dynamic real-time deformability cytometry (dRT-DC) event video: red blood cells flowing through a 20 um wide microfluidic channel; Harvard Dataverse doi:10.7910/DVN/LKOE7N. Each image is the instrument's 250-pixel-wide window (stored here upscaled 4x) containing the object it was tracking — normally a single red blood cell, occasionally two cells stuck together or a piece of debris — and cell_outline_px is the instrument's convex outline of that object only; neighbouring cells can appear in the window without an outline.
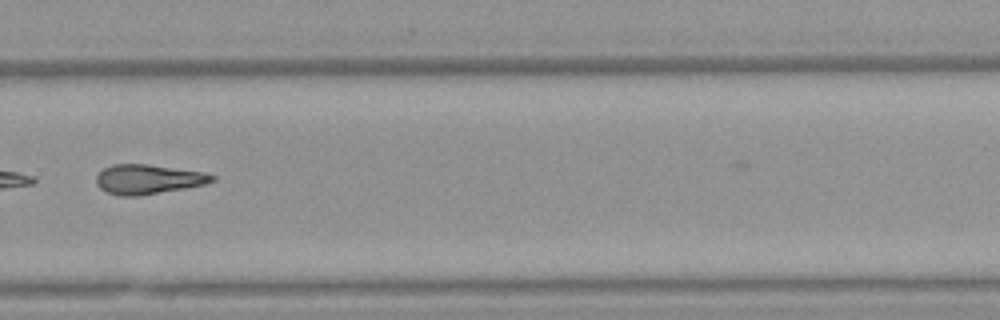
{"species": "Egyptian fruit bat (a non-hibernating species)", "species_latin": "Rousettus aegyptiacus", "temperature_condition": "warm", "stored_images_in_passage": 43, "camera_frame_rate_fps": 3000, "um_per_image_px": 0.085, "animal": {"sex": "female"}, "frame": {"image": 1, "passage_image": 36, "time_ms": 11.667, "image_size_px": [1000, 320], "cell_outline_px": [[216, 180], [204, 184], [184, 188], [140, 196], [116, 196], [100, 188], [96, 184], [96, 176], [104, 168], [112, 164], [148, 164], [204, 172], [216, 176]], "centroid_in_image_um": [12.57, 15.24], "position_along_channel_um": 317.2, "area_um2": 20.0}}